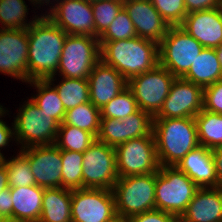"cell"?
<instances>
[{
  "mask_svg": "<svg viewBox=\"0 0 222 222\" xmlns=\"http://www.w3.org/2000/svg\"><path fill=\"white\" fill-rule=\"evenodd\" d=\"M95 141L96 137L86 130L71 125H59L55 145L60 150L84 153Z\"/></svg>",
  "mask_w": 222,
  "mask_h": 222,
  "instance_id": "cell-29",
  "label": "cell"
},
{
  "mask_svg": "<svg viewBox=\"0 0 222 222\" xmlns=\"http://www.w3.org/2000/svg\"><path fill=\"white\" fill-rule=\"evenodd\" d=\"M72 190L44 188L42 212L38 222H72Z\"/></svg>",
  "mask_w": 222,
  "mask_h": 222,
  "instance_id": "cell-24",
  "label": "cell"
},
{
  "mask_svg": "<svg viewBox=\"0 0 222 222\" xmlns=\"http://www.w3.org/2000/svg\"><path fill=\"white\" fill-rule=\"evenodd\" d=\"M18 111L13 130L20 149L55 144L60 124L53 117L30 99Z\"/></svg>",
  "mask_w": 222,
  "mask_h": 222,
  "instance_id": "cell-6",
  "label": "cell"
},
{
  "mask_svg": "<svg viewBox=\"0 0 222 222\" xmlns=\"http://www.w3.org/2000/svg\"><path fill=\"white\" fill-rule=\"evenodd\" d=\"M13 136H15L14 130H11V128L0 119V148L7 146ZM3 157L4 156L0 152V158L2 159Z\"/></svg>",
  "mask_w": 222,
  "mask_h": 222,
  "instance_id": "cell-44",
  "label": "cell"
},
{
  "mask_svg": "<svg viewBox=\"0 0 222 222\" xmlns=\"http://www.w3.org/2000/svg\"><path fill=\"white\" fill-rule=\"evenodd\" d=\"M220 8H221V10H222V0H220Z\"/></svg>",
  "mask_w": 222,
  "mask_h": 222,
  "instance_id": "cell-52",
  "label": "cell"
},
{
  "mask_svg": "<svg viewBox=\"0 0 222 222\" xmlns=\"http://www.w3.org/2000/svg\"><path fill=\"white\" fill-rule=\"evenodd\" d=\"M176 167L199 188L217 187V176L212 151L199 145L190 151Z\"/></svg>",
  "mask_w": 222,
  "mask_h": 222,
  "instance_id": "cell-20",
  "label": "cell"
},
{
  "mask_svg": "<svg viewBox=\"0 0 222 222\" xmlns=\"http://www.w3.org/2000/svg\"><path fill=\"white\" fill-rule=\"evenodd\" d=\"M187 13L220 7V0H184Z\"/></svg>",
  "mask_w": 222,
  "mask_h": 222,
  "instance_id": "cell-41",
  "label": "cell"
},
{
  "mask_svg": "<svg viewBox=\"0 0 222 222\" xmlns=\"http://www.w3.org/2000/svg\"><path fill=\"white\" fill-rule=\"evenodd\" d=\"M215 49H216V52L218 55V59H219L221 66H222V43Z\"/></svg>",
  "mask_w": 222,
  "mask_h": 222,
  "instance_id": "cell-47",
  "label": "cell"
},
{
  "mask_svg": "<svg viewBox=\"0 0 222 222\" xmlns=\"http://www.w3.org/2000/svg\"><path fill=\"white\" fill-rule=\"evenodd\" d=\"M7 110H4L3 106L0 105V116H3ZM1 118V117H0Z\"/></svg>",
  "mask_w": 222,
  "mask_h": 222,
  "instance_id": "cell-50",
  "label": "cell"
},
{
  "mask_svg": "<svg viewBox=\"0 0 222 222\" xmlns=\"http://www.w3.org/2000/svg\"><path fill=\"white\" fill-rule=\"evenodd\" d=\"M153 134L160 166H176L190 151L199 146L194 117L154 118Z\"/></svg>",
  "mask_w": 222,
  "mask_h": 222,
  "instance_id": "cell-3",
  "label": "cell"
},
{
  "mask_svg": "<svg viewBox=\"0 0 222 222\" xmlns=\"http://www.w3.org/2000/svg\"><path fill=\"white\" fill-rule=\"evenodd\" d=\"M0 222H10V221H8L6 218L0 216Z\"/></svg>",
  "mask_w": 222,
  "mask_h": 222,
  "instance_id": "cell-51",
  "label": "cell"
},
{
  "mask_svg": "<svg viewBox=\"0 0 222 222\" xmlns=\"http://www.w3.org/2000/svg\"><path fill=\"white\" fill-rule=\"evenodd\" d=\"M183 78L202 88L222 80V66L216 49L204 47Z\"/></svg>",
  "mask_w": 222,
  "mask_h": 222,
  "instance_id": "cell-23",
  "label": "cell"
},
{
  "mask_svg": "<svg viewBox=\"0 0 222 222\" xmlns=\"http://www.w3.org/2000/svg\"><path fill=\"white\" fill-rule=\"evenodd\" d=\"M100 109L90 101L69 109L60 125H71L86 130L97 137L100 126Z\"/></svg>",
  "mask_w": 222,
  "mask_h": 222,
  "instance_id": "cell-27",
  "label": "cell"
},
{
  "mask_svg": "<svg viewBox=\"0 0 222 222\" xmlns=\"http://www.w3.org/2000/svg\"><path fill=\"white\" fill-rule=\"evenodd\" d=\"M0 216L13 222V202L9 187L0 193Z\"/></svg>",
  "mask_w": 222,
  "mask_h": 222,
  "instance_id": "cell-42",
  "label": "cell"
},
{
  "mask_svg": "<svg viewBox=\"0 0 222 222\" xmlns=\"http://www.w3.org/2000/svg\"><path fill=\"white\" fill-rule=\"evenodd\" d=\"M139 109L133 92L127 86L116 97L100 109L101 118L122 120Z\"/></svg>",
  "mask_w": 222,
  "mask_h": 222,
  "instance_id": "cell-32",
  "label": "cell"
},
{
  "mask_svg": "<svg viewBox=\"0 0 222 222\" xmlns=\"http://www.w3.org/2000/svg\"><path fill=\"white\" fill-rule=\"evenodd\" d=\"M62 187L67 189L82 188L83 153L61 150Z\"/></svg>",
  "mask_w": 222,
  "mask_h": 222,
  "instance_id": "cell-31",
  "label": "cell"
},
{
  "mask_svg": "<svg viewBox=\"0 0 222 222\" xmlns=\"http://www.w3.org/2000/svg\"><path fill=\"white\" fill-rule=\"evenodd\" d=\"M96 140L114 148L126 142L124 121L113 118H101Z\"/></svg>",
  "mask_w": 222,
  "mask_h": 222,
  "instance_id": "cell-37",
  "label": "cell"
},
{
  "mask_svg": "<svg viewBox=\"0 0 222 222\" xmlns=\"http://www.w3.org/2000/svg\"><path fill=\"white\" fill-rule=\"evenodd\" d=\"M204 47L180 26H169L159 43V64L183 78Z\"/></svg>",
  "mask_w": 222,
  "mask_h": 222,
  "instance_id": "cell-7",
  "label": "cell"
},
{
  "mask_svg": "<svg viewBox=\"0 0 222 222\" xmlns=\"http://www.w3.org/2000/svg\"><path fill=\"white\" fill-rule=\"evenodd\" d=\"M174 79L166 68L158 64L152 70L131 78L128 87L133 92L139 109L154 118L169 95Z\"/></svg>",
  "mask_w": 222,
  "mask_h": 222,
  "instance_id": "cell-10",
  "label": "cell"
},
{
  "mask_svg": "<svg viewBox=\"0 0 222 222\" xmlns=\"http://www.w3.org/2000/svg\"><path fill=\"white\" fill-rule=\"evenodd\" d=\"M100 59L127 81L159 64V44L136 36L126 40L99 41Z\"/></svg>",
  "mask_w": 222,
  "mask_h": 222,
  "instance_id": "cell-2",
  "label": "cell"
},
{
  "mask_svg": "<svg viewBox=\"0 0 222 222\" xmlns=\"http://www.w3.org/2000/svg\"><path fill=\"white\" fill-rule=\"evenodd\" d=\"M180 27L203 47L217 48L222 43V10L219 7L188 13Z\"/></svg>",
  "mask_w": 222,
  "mask_h": 222,
  "instance_id": "cell-19",
  "label": "cell"
},
{
  "mask_svg": "<svg viewBox=\"0 0 222 222\" xmlns=\"http://www.w3.org/2000/svg\"><path fill=\"white\" fill-rule=\"evenodd\" d=\"M39 17L28 27V81L56 75L67 35L46 14Z\"/></svg>",
  "mask_w": 222,
  "mask_h": 222,
  "instance_id": "cell-1",
  "label": "cell"
},
{
  "mask_svg": "<svg viewBox=\"0 0 222 222\" xmlns=\"http://www.w3.org/2000/svg\"><path fill=\"white\" fill-rule=\"evenodd\" d=\"M119 177L156 173L159 162L154 134L131 139L115 147Z\"/></svg>",
  "mask_w": 222,
  "mask_h": 222,
  "instance_id": "cell-9",
  "label": "cell"
},
{
  "mask_svg": "<svg viewBox=\"0 0 222 222\" xmlns=\"http://www.w3.org/2000/svg\"><path fill=\"white\" fill-rule=\"evenodd\" d=\"M13 222H38L42 212L44 188L38 185L10 188Z\"/></svg>",
  "mask_w": 222,
  "mask_h": 222,
  "instance_id": "cell-22",
  "label": "cell"
},
{
  "mask_svg": "<svg viewBox=\"0 0 222 222\" xmlns=\"http://www.w3.org/2000/svg\"><path fill=\"white\" fill-rule=\"evenodd\" d=\"M109 222H128L127 219H124L123 217L121 216H117L115 217L113 220L109 221Z\"/></svg>",
  "mask_w": 222,
  "mask_h": 222,
  "instance_id": "cell-49",
  "label": "cell"
},
{
  "mask_svg": "<svg viewBox=\"0 0 222 222\" xmlns=\"http://www.w3.org/2000/svg\"><path fill=\"white\" fill-rule=\"evenodd\" d=\"M203 109L222 114V80L203 88Z\"/></svg>",
  "mask_w": 222,
  "mask_h": 222,
  "instance_id": "cell-39",
  "label": "cell"
},
{
  "mask_svg": "<svg viewBox=\"0 0 222 222\" xmlns=\"http://www.w3.org/2000/svg\"><path fill=\"white\" fill-rule=\"evenodd\" d=\"M96 38H99L123 8V0H98L91 2Z\"/></svg>",
  "mask_w": 222,
  "mask_h": 222,
  "instance_id": "cell-34",
  "label": "cell"
},
{
  "mask_svg": "<svg viewBox=\"0 0 222 222\" xmlns=\"http://www.w3.org/2000/svg\"><path fill=\"white\" fill-rule=\"evenodd\" d=\"M100 51L99 38L67 34L57 71L65 78L88 79Z\"/></svg>",
  "mask_w": 222,
  "mask_h": 222,
  "instance_id": "cell-8",
  "label": "cell"
},
{
  "mask_svg": "<svg viewBox=\"0 0 222 222\" xmlns=\"http://www.w3.org/2000/svg\"><path fill=\"white\" fill-rule=\"evenodd\" d=\"M72 222H109L117 217L112 190L80 188L72 190Z\"/></svg>",
  "mask_w": 222,
  "mask_h": 222,
  "instance_id": "cell-12",
  "label": "cell"
},
{
  "mask_svg": "<svg viewBox=\"0 0 222 222\" xmlns=\"http://www.w3.org/2000/svg\"><path fill=\"white\" fill-rule=\"evenodd\" d=\"M203 109V88L175 77L159 113L154 118L195 117Z\"/></svg>",
  "mask_w": 222,
  "mask_h": 222,
  "instance_id": "cell-15",
  "label": "cell"
},
{
  "mask_svg": "<svg viewBox=\"0 0 222 222\" xmlns=\"http://www.w3.org/2000/svg\"><path fill=\"white\" fill-rule=\"evenodd\" d=\"M123 8L134 24L137 36L161 42L169 28L150 0H123Z\"/></svg>",
  "mask_w": 222,
  "mask_h": 222,
  "instance_id": "cell-17",
  "label": "cell"
},
{
  "mask_svg": "<svg viewBox=\"0 0 222 222\" xmlns=\"http://www.w3.org/2000/svg\"><path fill=\"white\" fill-rule=\"evenodd\" d=\"M51 9L46 16L65 33L88 35L96 38L91 2L87 0H61Z\"/></svg>",
  "mask_w": 222,
  "mask_h": 222,
  "instance_id": "cell-14",
  "label": "cell"
},
{
  "mask_svg": "<svg viewBox=\"0 0 222 222\" xmlns=\"http://www.w3.org/2000/svg\"><path fill=\"white\" fill-rule=\"evenodd\" d=\"M53 81L54 76L47 80H32L27 83L33 84L38 89V94L36 97L33 96L31 100L39 109L49 114L61 124L65 118L66 111L57 90L51 86Z\"/></svg>",
  "mask_w": 222,
  "mask_h": 222,
  "instance_id": "cell-25",
  "label": "cell"
},
{
  "mask_svg": "<svg viewBox=\"0 0 222 222\" xmlns=\"http://www.w3.org/2000/svg\"><path fill=\"white\" fill-rule=\"evenodd\" d=\"M169 26H180L186 17L184 0H150Z\"/></svg>",
  "mask_w": 222,
  "mask_h": 222,
  "instance_id": "cell-38",
  "label": "cell"
},
{
  "mask_svg": "<svg viewBox=\"0 0 222 222\" xmlns=\"http://www.w3.org/2000/svg\"><path fill=\"white\" fill-rule=\"evenodd\" d=\"M136 36L134 24L128 13L122 8L107 30L99 37V41L126 40Z\"/></svg>",
  "mask_w": 222,
  "mask_h": 222,
  "instance_id": "cell-35",
  "label": "cell"
},
{
  "mask_svg": "<svg viewBox=\"0 0 222 222\" xmlns=\"http://www.w3.org/2000/svg\"><path fill=\"white\" fill-rule=\"evenodd\" d=\"M153 119L151 115L141 109L122 119L126 129V141L152 135Z\"/></svg>",
  "mask_w": 222,
  "mask_h": 222,
  "instance_id": "cell-36",
  "label": "cell"
},
{
  "mask_svg": "<svg viewBox=\"0 0 222 222\" xmlns=\"http://www.w3.org/2000/svg\"><path fill=\"white\" fill-rule=\"evenodd\" d=\"M183 215L194 222H222V188H199Z\"/></svg>",
  "mask_w": 222,
  "mask_h": 222,
  "instance_id": "cell-21",
  "label": "cell"
},
{
  "mask_svg": "<svg viewBox=\"0 0 222 222\" xmlns=\"http://www.w3.org/2000/svg\"><path fill=\"white\" fill-rule=\"evenodd\" d=\"M28 28L0 29V72L28 82Z\"/></svg>",
  "mask_w": 222,
  "mask_h": 222,
  "instance_id": "cell-13",
  "label": "cell"
},
{
  "mask_svg": "<svg viewBox=\"0 0 222 222\" xmlns=\"http://www.w3.org/2000/svg\"><path fill=\"white\" fill-rule=\"evenodd\" d=\"M54 87L59 94L65 111L90 101L88 79L63 77V81Z\"/></svg>",
  "mask_w": 222,
  "mask_h": 222,
  "instance_id": "cell-28",
  "label": "cell"
},
{
  "mask_svg": "<svg viewBox=\"0 0 222 222\" xmlns=\"http://www.w3.org/2000/svg\"><path fill=\"white\" fill-rule=\"evenodd\" d=\"M198 189L176 166H160L156 172L155 209L182 215Z\"/></svg>",
  "mask_w": 222,
  "mask_h": 222,
  "instance_id": "cell-4",
  "label": "cell"
},
{
  "mask_svg": "<svg viewBox=\"0 0 222 222\" xmlns=\"http://www.w3.org/2000/svg\"><path fill=\"white\" fill-rule=\"evenodd\" d=\"M90 102L102 109L128 86V81L112 66L101 59L93 67L89 77Z\"/></svg>",
  "mask_w": 222,
  "mask_h": 222,
  "instance_id": "cell-18",
  "label": "cell"
},
{
  "mask_svg": "<svg viewBox=\"0 0 222 222\" xmlns=\"http://www.w3.org/2000/svg\"><path fill=\"white\" fill-rule=\"evenodd\" d=\"M20 153L29 161L36 185L62 187L61 150L55 144L24 148Z\"/></svg>",
  "mask_w": 222,
  "mask_h": 222,
  "instance_id": "cell-16",
  "label": "cell"
},
{
  "mask_svg": "<svg viewBox=\"0 0 222 222\" xmlns=\"http://www.w3.org/2000/svg\"><path fill=\"white\" fill-rule=\"evenodd\" d=\"M82 170V188L112 190L119 178L115 148L96 140L83 153Z\"/></svg>",
  "mask_w": 222,
  "mask_h": 222,
  "instance_id": "cell-11",
  "label": "cell"
},
{
  "mask_svg": "<svg viewBox=\"0 0 222 222\" xmlns=\"http://www.w3.org/2000/svg\"><path fill=\"white\" fill-rule=\"evenodd\" d=\"M88 2H94V1H98V0H87Z\"/></svg>",
  "mask_w": 222,
  "mask_h": 222,
  "instance_id": "cell-53",
  "label": "cell"
},
{
  "mask_svg": "<svg viewBox=\"0 0 222 222\" xmlns=\"http://www.w3.org/2000/svg\"><path fill=\"white\" fill-rule=\"evenodd\" d=\"M27 5L24 0H0V23L1 29H27L39 17L35 16L29 23H25Z\"/></svg>",
  "mask_w": 222,
  "mask_h": 222,
  "instance_id": "cell-30",
  "label": "cell"
},
{
  "mask_svg": "<svg viewBox=\"0 0 222 222\" xmlns=\"http://www.w3.org/2000/svg\"><path fill=\"white\" fill-rule=\"evenodd\" d=\"M30 1L33 3V5L35 3V4H40V6H41V4H44V2L47 3V4L50 3V0H30Z\"/></svg>",
  "mask_w": 222,
  "mask_h": 222,
  "instance_id": "cell-48",
  "label": "cell"
},
{
  "mask_svg": "<svg viewBox=\"0 0 222 222\" xmlns=\"http://www.w3.org/2000/svg\"><path fill=\"white\" fill-rule=\"evenodd\" d=\"M194 118L199 145L210 150L222 147V114L202 109Z\"/></svg>",
  "mask_w": 222,
  "mask_h": 222,
  "instance_id": "cell-26",
  "label": "cell"
},
{
  "mask_svg": "<svg viewBox=\"0 0 222 222\" xmlns=\"http://www.w3.org/2000/svg\"><path fill=\"white\" fill-rule=\"evenodd\" d=\"M174 221H175V215L156 209L135 215L130 219H128V222H174Z\"/></svg>",
  "mask_w": 222,
  "mask_h": 222,
  "instance_id": "cell-40",
  "label": "cell"
},
{
  "mask_svg": "<svg viewBox=\"0 0 222 222\" xmlns=\"http://www.w3.org/2000/svg\"><path fill=\"white\" fill-rule=\"evenodd\" d=\"M212 151L217 176V187L222 188V147L215 148Z\"/></svg>",
  "mask_w": 222,
  "mask_h": 222,
  "instance_id": "cell-43",
  "label": "cell"
},
{
  "mask_svg": "<svg viewBox=\"0 0 222 222\" xmlns=\"http://www.w3.org/2000/svg\"><path fill=\"white\" fill-rule=\"evenodd\" d=\"M1 161L7 168L9 188L36 185L29 161L20 152L11 160L3 157Z\"/></svg>",
  "mask_w": 222,
  "mask_h": 222,
  "instance_id": "cell-33",
  "label": "cell"
},
{
  "mask_svg": "<svg viewBox=\"0 0 222 222\" xmlns=\"http://www.w3.org/2000/svg\"><path fill=\"white\" fill-rule=\"evenodd\" d=\"M156 173L119 177L112 189L116 213L124 219L155 210Z\"/></svg>",
  "mask_w": 222,
  "mask_h": 222,
  "instance_id": "cell-5",
  "label": "cell"
},
{
  "mask_svg": "<svg viewBox=\"0 0 222 222\" xmlns=\"http://www.w3.org/2000/svg\"><path fill=\"white\" fill-rule=\"evenodd\" d=\"M9 187L6 165L0 160V193Z\"/></svg>",
  "mask_w": 222,
  "mask_h": 222,
  "instance_id": "cell-45",
  "label": "cell"
},
{
  "mask_svg": "<svg viewBox=\"0 0 222 222\" xmlns=\"http://www.w3.org/2000/svg\"><path fill=\"white\" fill-rule=\"evenodd\" d=\"M174 222H194L190 219H188L186 216L182 215H175V221Z\"/></svg>",
  "mask_w": 222,
  "mask_h": 222,
  "instance_id": "cell-46",
  "label": "cell"
}]
</instances>
